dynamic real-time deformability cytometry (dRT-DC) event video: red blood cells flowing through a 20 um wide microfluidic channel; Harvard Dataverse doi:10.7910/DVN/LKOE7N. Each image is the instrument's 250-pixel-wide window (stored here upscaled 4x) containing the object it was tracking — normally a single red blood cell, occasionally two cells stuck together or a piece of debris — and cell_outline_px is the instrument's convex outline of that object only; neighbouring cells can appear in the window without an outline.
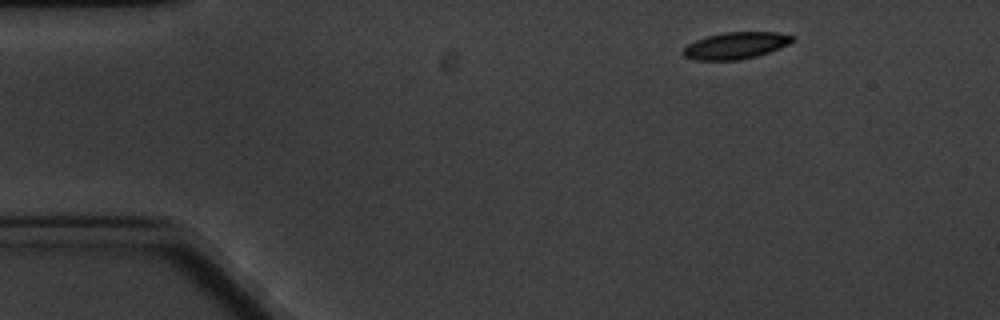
{"species": "common noctule bat (a hibernating species)", "species_latin": "Nyctalus noctula", "temperature_condition": "cold", "stored_images_in_passage": 6, "camera_frame_rate_fps": 3000, "um_per_image_px": 0.085, "animal": {"sex": "male", "body_mass_g": 20.1, "forearm_length_mm": 53.5}, "frame": {"image": 1, "passage_image": 1, "time_ms": 0.0, "image_size_px": [1000, 320], "cell_outline_px": [[796, 40], [780, 48], [756, 56], [740, 60], [696, 60], [684, 56], [680, 52], [688, 44], [696, 40], [708, 36], [724, 32], [776, 32], [796, 36]], "centroid_in_image_um": [62.55, 3.87], "position_along_channel_um": 22.4, "area_um2": 17.11}}
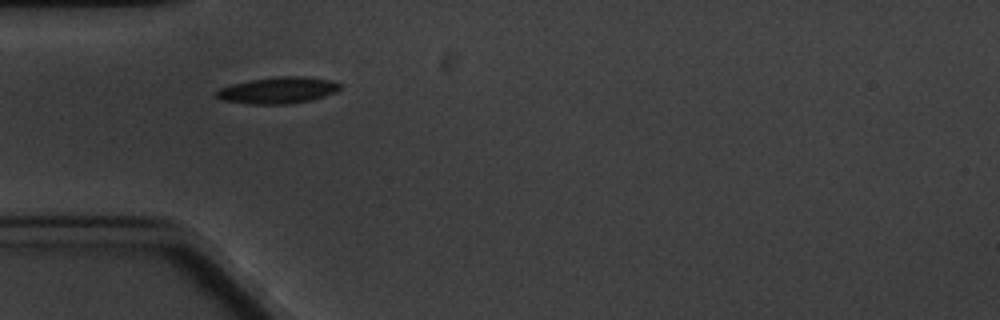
{"frame": {"image": 2, "passage_image": 4, "time_ms": 3.333, "image_size_px": [1000, 320], "cell_outline_px": [[340, 88], [336, 92], [312, 100], [288, 104], [252, 104], [220, 100], [212, 92], [220, 88], [232, 84], [248, 80], [276, 76], [304, 76], [332, 80], [340, 84]], "centroid_in_image_um": [23.59, 7.67], "position_along_channel_um": 61.4, "area_um2": 19.31}}